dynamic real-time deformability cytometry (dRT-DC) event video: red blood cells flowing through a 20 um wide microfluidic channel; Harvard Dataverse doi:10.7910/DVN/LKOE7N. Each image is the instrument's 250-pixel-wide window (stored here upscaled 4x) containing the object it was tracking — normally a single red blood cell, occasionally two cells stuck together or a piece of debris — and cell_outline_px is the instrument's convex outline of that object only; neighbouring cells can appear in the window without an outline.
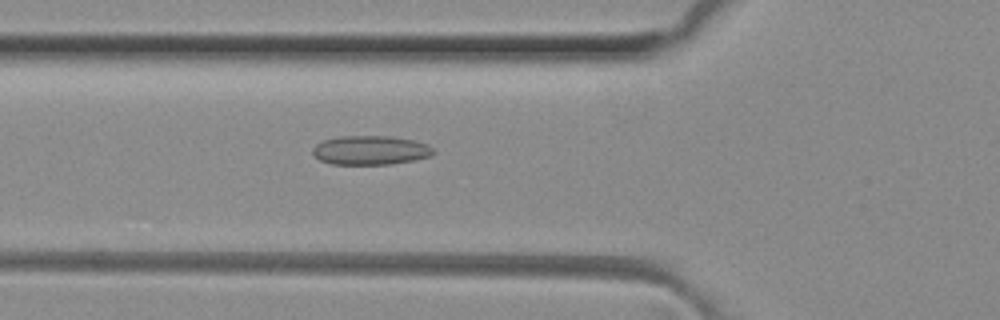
{"species": "common noctule bat (a hibernating species)", "species_latin": "Nyctalus noctula", "temperature_condition": "room temperature", "stored_images_in_passage": 49, "camera_frame_rate_fps": 3000, "um_per_image_px": 0.085, "animal": {"sex": "female", "body_mass_g": 29.2, "forearm_length_mm": 56.3}, "frame": {"image": 1, "passage_image": 18, "time_ms": 5.667, "image_size_px": [1000, 320], "cell_outline_px": [[436, 152], [432, 156], [416, 160], [392, 164], [332, 164], [320, 160], [312, 152], [312, 148], [316, 144], [324, 140], [340, 136], [392, 136], [416, 140], [428, 144]], "centroid_in_image_um": [31.54, 12.76], "position_along_channel_um": 94.3, "area_um2": 20.69}}
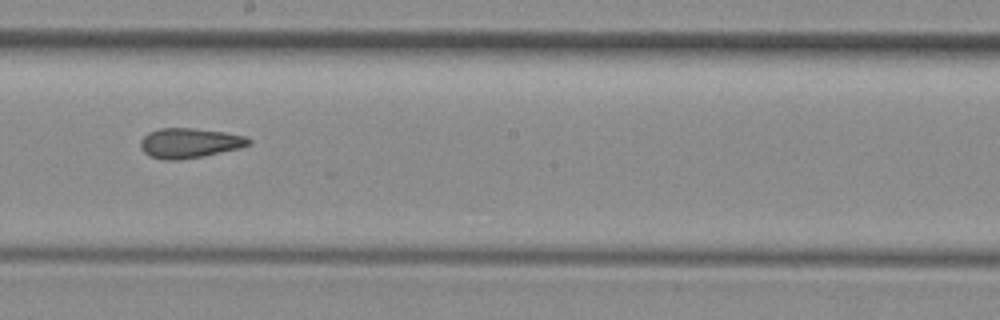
{"frame": {"image": 2, "passage_image": 28, "time_ms": 9.0, "image_size_px": [1000, 320], "cell_outline_px": [[252, 144], [240, 148], [200, 156], [176, 160], [164, 160], [148, 156], [140, 148], [140, 140], [148, 132], [160, 128], [192, 128], [224, 132], [248, 136], [252, 140]], "centroid_in_image_um": [16.11, 12.15], "position_along_channel_um": 232.1, "area_um2": 18.9}}
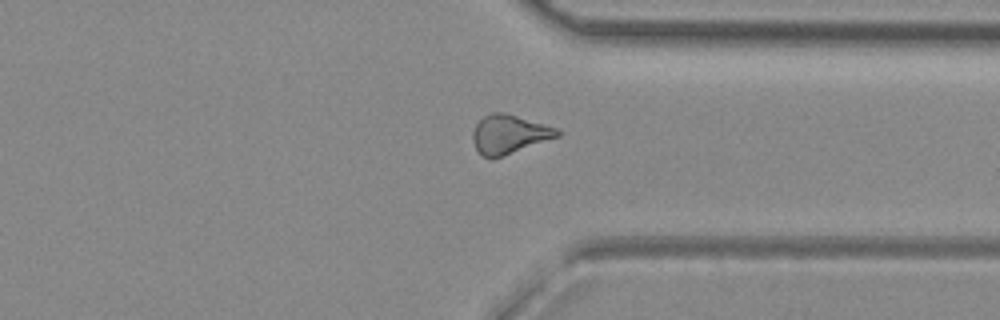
{"frame": {"image": 3, "passage_image": 38, "time_ms": 12.333, "image_size_px": [1000, 320], "cell_outline_px": [[560, 136], [500, 156], [484, 156], [476, 148], [472, 140], [472, 132], [476, 124], [484, 116], [492, 112], [508, 112], [556, 128], [560, 132]], "centroid_in_image_um": [43.27, 11.36], "position_along_channel_um": 368.1, "area_um2": 18.73}, "authors_computed_cell_mechanics": {"area_um2": 18.9006, "velocity_mm_per_s": 4.1214, "shape_relaxation_time_tau1_ms": null, "shape_relaxation_time_tau2_ms": 3.1371, "deformation_change_tau1": null, "deformation_change_tau2": 0.1018}}